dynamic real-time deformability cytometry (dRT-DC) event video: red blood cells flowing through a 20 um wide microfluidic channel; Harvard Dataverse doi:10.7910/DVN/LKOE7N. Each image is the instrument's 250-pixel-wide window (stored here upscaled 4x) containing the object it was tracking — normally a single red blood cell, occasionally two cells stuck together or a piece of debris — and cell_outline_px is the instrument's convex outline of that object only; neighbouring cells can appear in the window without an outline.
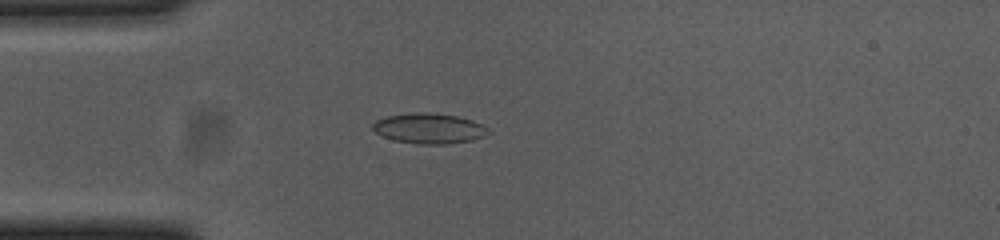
{"species": "common noctule bat (a hibernating species)", "species_latin": "Nyctalus noctula", "temperature_condition": "cold", "stored_images_in_passage": 55, "camera_frame_rate_fps": 3000, "um_per_image_px": 0.085, "animal": {"sex": "female", "body_mass_g": 23.0, "forearm_length_mm": 53.4}, "frame": {"image": 1, "passage_image": 15, "time_ms": 4.667, "image_size_px": [1000, 240], "cell_outline_px": [[492, 132], [484, 136], [472, 140], [444, 144], [420, 144], [396, 140], [384, 136], [376, 132], [372, 128], [372, 124], [376, 120], [388, 116], [412, 112], [428, 112], [456, 116], [472, 120], [484, 124]], "centroid_in_image_um": [36.52, 10.9], "position_along_channel_um": 48.5, "area_um2": 20.35}}
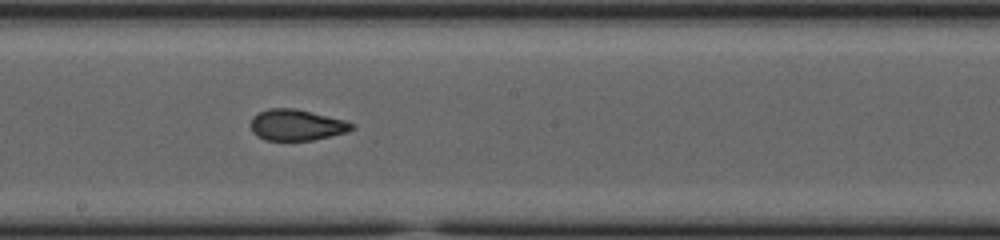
{"frame": {"image": 2, "passage_image": 30, "time_ms": 9.667, "image_size_px": [1000, 240], "cell_outline_px": [[356, 128], [348, 132], [332, 136], [312, 140], [264, 140], [256, 136], [252, 132], [248, 124], [252, 116], [268, 108], [296, 108], [344, 120], [356, 124]], "centroid_in_image_um": [25.19, 10.62], "position_along_channel_um": 223.0, "area_um2": 18.67}}
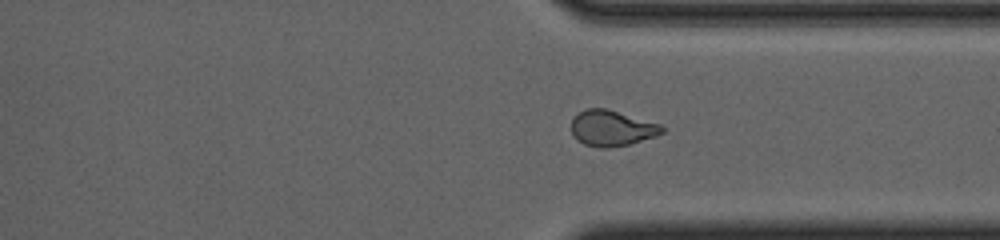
{"frame": {"image": 3, "passage_image": 41, "time_ms": 13.333, "image_size_px": [1000, 240], "cell_outline_px": [[664, 132], [656, 136], [628, 144], [608, 148], [600, 148], [584, 144], [576, 140], [572, 136], [572, 116], [588, 108], [604, 108], [660, 124], [664, 128]], "centroid_in_image_um": [51.97, 10.9], "position_along_channel_um": 359.4, "area_um2": 18.79}, "authors_computed_cell_mechanics": {"area_um2": 19.1318, "velocity_mm_per_s": 3.7175, "shape_relaxation_time_tau1_ms": null, "shape_relaxation_time_tau2_ms": 1.5837, "deformation_change_tau1": null, "deformation_change_tau2": 0.0658}}